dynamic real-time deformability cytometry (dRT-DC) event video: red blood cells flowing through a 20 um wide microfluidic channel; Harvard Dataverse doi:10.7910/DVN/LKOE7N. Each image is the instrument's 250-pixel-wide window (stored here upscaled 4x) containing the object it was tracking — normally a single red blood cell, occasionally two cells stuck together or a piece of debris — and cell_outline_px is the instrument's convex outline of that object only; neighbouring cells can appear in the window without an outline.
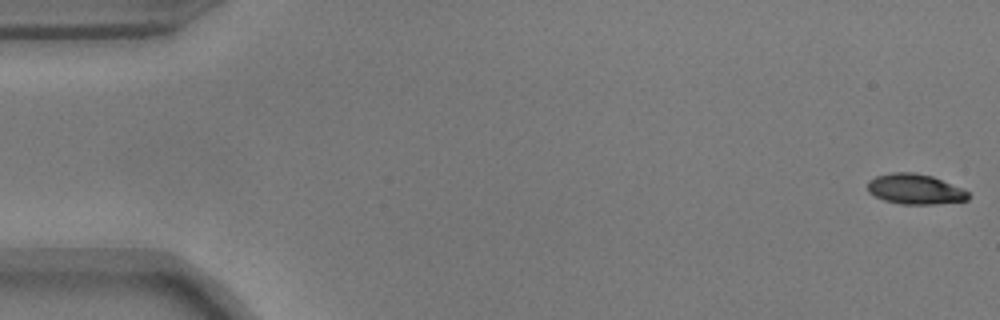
{"species": "common noctule bat (a hibernating species)", "species_latin": "Nyctalus noctula", "temperature_condition": "warm", "stored_images_in_passage": 54, "camera_frame_rate_fps": 3000, "um_per_image_px": 0.085, "animal": {"sex": "male", "body_mass_g": 17.9}, "frame": {"image": 1, "passage_image": 1, "time_ms": 0.0, "image_size_px": [1000, 320], "cell_outline_px": [[968, 196], [964, 200], [892, 200], [880, 196], [872, 192], [868, 188], [868, 184], [872, 180], [884, 176], [928, 176], [968, 192]], "centroid_in_image_um": [77.8, 16.05], "position_along_channel_um": 7.2, "area_um2": 13.81}}
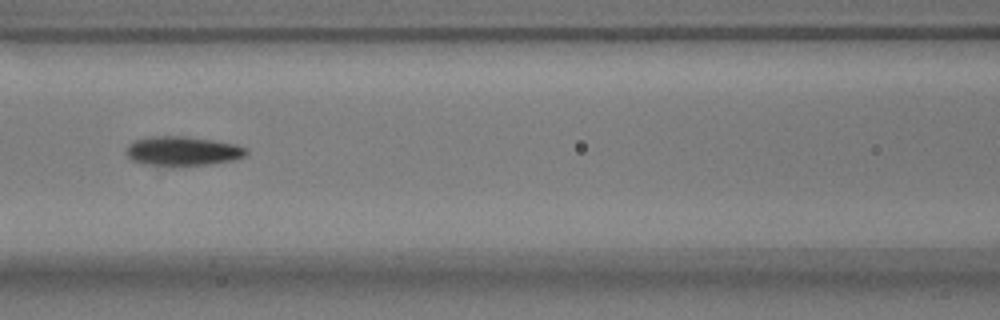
{"frame": {"image": 2, "passage_image": 24, "time_ms": 7.667, "image_size_px": [1000, 320], "cell_outline_px": [[240, 152], [236, 156], [216, 160], [148, 160], [136, 156], [132, 152], [132, 148], [136, 144], [148, 140], [192, 140], [220, 144], [240, 148]], "centroid_in_image_um": [15.57, 12.79], "position_along_channel_um": 151.0, "area_um2": 13.18}}
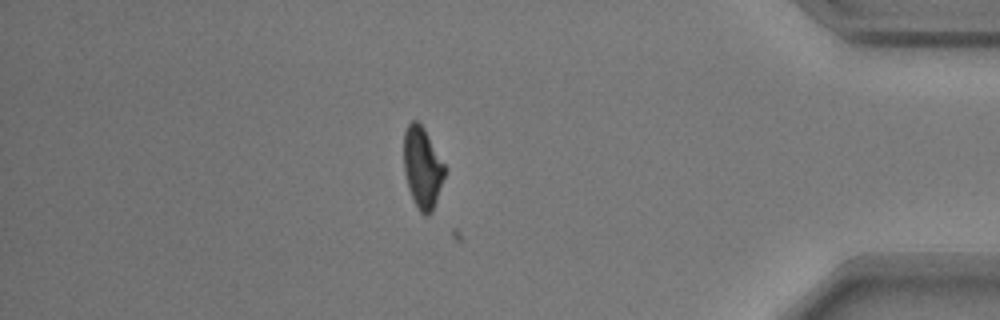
{"frame": {"image": 3, "passage_image": 47, "time_ms": 15.333, "image_size_px": [1000, 320], "cell_outline_px": [[444, 172], [432, 204], [428, 212], [424, 212], [416, 204], [408, 180], [404, 160], [404, 140], [408, 128], [412, 124], [420, 124], [444, 164]], "centroid_in_image_um": [35.89, 14.17], "position_along_channel_um": 399.3, "area_um2": 16.82}, "authors_computed_cell_mechanics": {"area_um2": 14.8835, "velocity_mm_per_s": 3.7369, "shape_relaxation_time_tau1_ms": 11.0386, "shape_relaxation_time_tau2_ms": 8.6414, "deformation_change_tau1": 0.3051, "deformation_change_tau2": 0.1856}}